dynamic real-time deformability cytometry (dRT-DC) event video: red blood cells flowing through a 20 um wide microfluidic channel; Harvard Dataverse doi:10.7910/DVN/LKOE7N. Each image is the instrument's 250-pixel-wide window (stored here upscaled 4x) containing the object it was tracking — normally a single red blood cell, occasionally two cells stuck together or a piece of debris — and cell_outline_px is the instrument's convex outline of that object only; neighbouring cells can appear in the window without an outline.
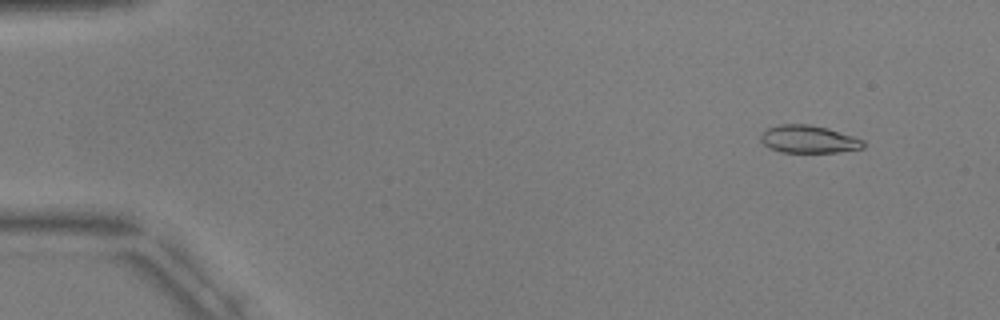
{"species": "common noctule bat (a hibernating species)", "species_latin": "Nyctalus noctula", "temperature_condition": "warm", "stored_images_in_passage": 6, "camera_frame_rate_fps": 3000, "um_per_image_px": 0.085, "animal": {"sex": "male", "body_mass_g": 17.9, "forearm_length_mm": 54.2}, "frame": {"image": 1, "passage_image": 2, "time_ms": 1.333, "image_size_px": [1000, 320], "cell_outline_px": [[864, 148], [840, 152], [780, 152], [768, 148], [760, 140], [760, 132], [768, 128], [780, 124], [808, 124], [828, 128], [864, 140]], "centroid_in_image_um": [68.7, 11.83], "position_along_channel_um": 16.3, "area_um2": 16.65}}